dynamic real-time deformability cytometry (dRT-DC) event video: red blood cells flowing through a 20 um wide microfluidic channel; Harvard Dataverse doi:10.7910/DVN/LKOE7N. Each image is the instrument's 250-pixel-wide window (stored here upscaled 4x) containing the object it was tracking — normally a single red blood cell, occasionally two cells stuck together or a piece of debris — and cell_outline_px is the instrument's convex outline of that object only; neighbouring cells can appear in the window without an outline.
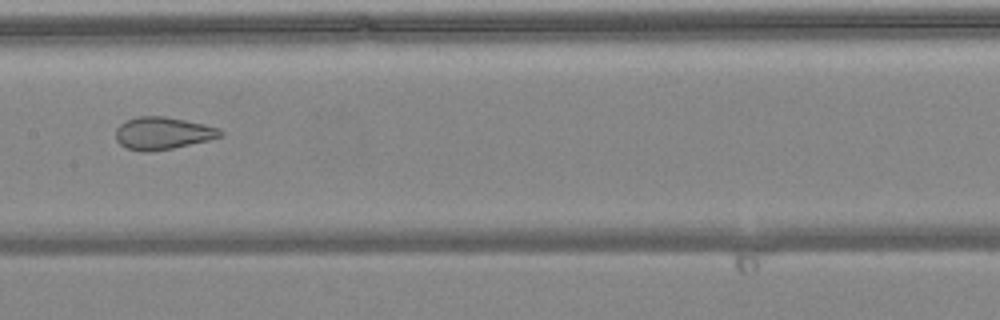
{"species": "common noctule bat (a hibernating species)", "species_latin": "Nyctalus noctula", "temperature_condition": "warm", "stored_images_in_passage": 7, "camera_frame_rate_fps": 3000, "um_per_image_px": 0.085, "animal": {"sex": "female", "body_mass_g": 24.6, "forearm_length_mm": 56.2}, "frame": {"image": 1, "passage_image": 7, "time_ms": 2.0, "image_size_px": [1000, 320], "cell_outline_px": [[224, 132], [220, 136], [208, 140], [172, 148], [148, 152], [144, 152], [124, 148], [116, 140], [116, 128], [120, 124], [128, 120], [140, 116], [164, 116], [204, 124], [220, 128]], "centroid_in_image_um": [13.81, 11.33], "position_along_channel_um": 193.6, "area_um2": 19.65}}